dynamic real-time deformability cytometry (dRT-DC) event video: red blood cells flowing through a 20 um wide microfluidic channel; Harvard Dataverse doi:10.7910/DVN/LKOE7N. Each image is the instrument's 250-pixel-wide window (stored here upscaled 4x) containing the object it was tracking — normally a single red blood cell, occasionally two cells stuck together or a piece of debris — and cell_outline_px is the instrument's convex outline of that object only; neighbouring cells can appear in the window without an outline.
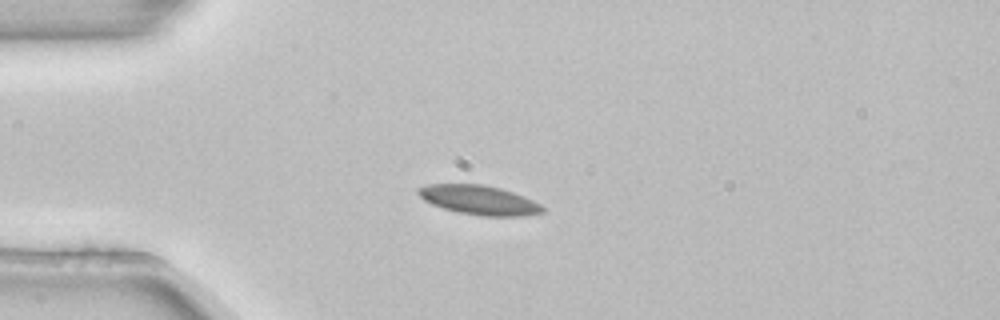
{"species": "common noctule bat (a hibernating species)", "species_latin": "Nyctalus noctula", "temperature_condition": "room temperature", "stored_images_in_passage": 4, "camera_frame_rate_fps": 3000, "um_per_image_px": 0.085, "animal": {"sex": "female", "body_mass_g": 22.7, "forearm_length_mm": 54.2}, "frame": {"image": 1, "passage_image": 2, "time_ms": 0.333, "image_size_px": [1000, 320], "cell_outline_px": [[548, 208], [544, 212], [524, 216], [480, 216], [456, 212], [432, 204], [424, 200], [416, 192], [416, 188], [428, 184], [480, 184], [500, 188], [524, 196]], "centroid_in_image_um": [40.73, 17.01], "position_along_channel_um": 44.3, "area_um2": 21.39}}